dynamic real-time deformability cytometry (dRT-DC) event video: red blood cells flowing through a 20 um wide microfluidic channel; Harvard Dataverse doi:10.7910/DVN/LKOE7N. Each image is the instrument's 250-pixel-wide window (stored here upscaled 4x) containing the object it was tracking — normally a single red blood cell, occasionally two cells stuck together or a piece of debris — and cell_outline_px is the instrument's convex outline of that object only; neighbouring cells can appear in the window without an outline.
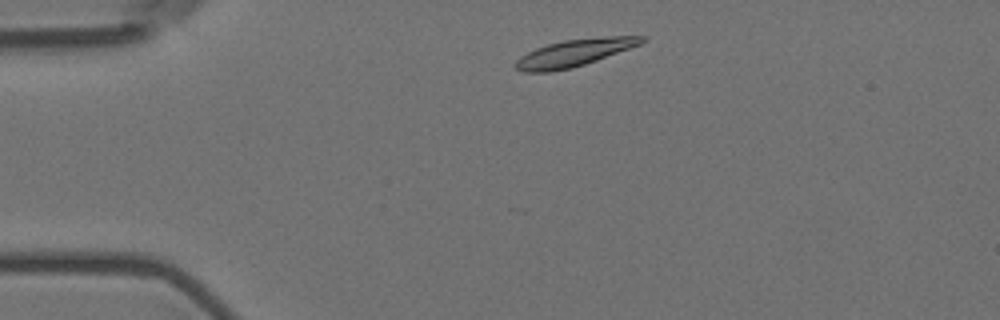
{"species": "Egyptian fruit bat (a non-hibernating species)", "species_latin": "Rousettus aegyptiacus", "temperature_condition": "room temperature", "stored_images_in_passage": 3, "camera_frame_rate_fps": 3000, "um_per_image_px": 0.085, "animal": {"sex": "female"}, "frame": {"image": 1, "passage_image": 2, "time_ms": 0.333, "image_size_px": [1000, 320], "cell_outline_px": [[648, 40], [640, 44], [596, 60], [572, 68], [548, 72], [524, 72], [516, 68], [512, 64], [520, 56], [536, 48], [548, 44], [564, 40], [608, 36], [648, 36]], "centroid_in_image_um": [48.8, 4.49], "position_along_channel_um": 36.2, "area_um2": 19.83}}